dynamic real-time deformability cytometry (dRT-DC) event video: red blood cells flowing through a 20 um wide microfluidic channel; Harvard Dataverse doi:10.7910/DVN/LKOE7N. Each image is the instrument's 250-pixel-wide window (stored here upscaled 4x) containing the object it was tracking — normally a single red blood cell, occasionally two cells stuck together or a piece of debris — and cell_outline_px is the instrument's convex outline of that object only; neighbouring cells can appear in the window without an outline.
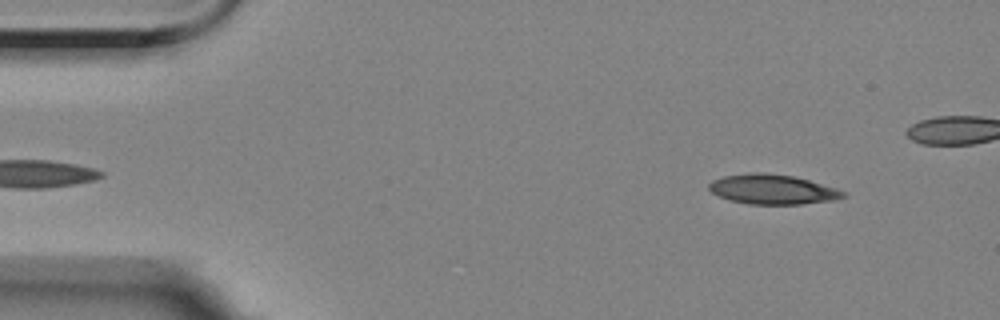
{"species": "Egyptian fruit bat (a non-hibernating species)", "species_latin": "Rousettus aegyptiacus", "temperature_condition": "room temperature", "stored_images_in_passage": 13, "camera_frame_rate_fps": 3000, "um_per_image_px": 0.085, "animal": {"sex": "female"}, "frame": {"image": 1, "passage_image": 3, "time_ms": 0.667, "image_size_px": [1000, 320], "cell_outline_px": [[848, 196], [836, 200], [800, 204], [748, 204], [728, 200], [712, 192], [708, 188], [708, 184], [712, 180], [724, 176], [752, 172], [764, 172], [792, 176], [808, 180], [836, 188], [844, 192]], "centroid_in_image_um": [65.66, 16.1], "position_along_channel_um": 19.3, "area_um2": 23.29}}